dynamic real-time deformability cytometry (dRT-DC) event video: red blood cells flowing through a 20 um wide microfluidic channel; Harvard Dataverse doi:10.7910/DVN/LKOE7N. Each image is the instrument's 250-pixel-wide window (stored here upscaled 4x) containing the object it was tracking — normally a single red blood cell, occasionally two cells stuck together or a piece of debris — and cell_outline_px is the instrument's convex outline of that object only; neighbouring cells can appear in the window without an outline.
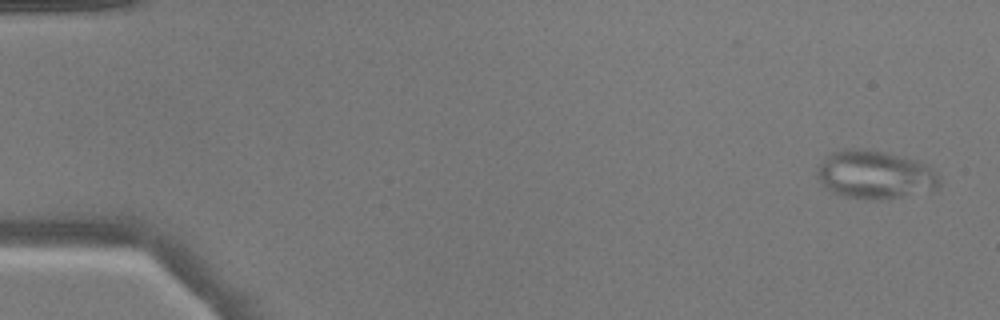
{"species": "common noctule bat (a hibernating species)", "species_latin": "Nyctalus noctula", "temperature_condition": "warm", "stored_images_in_passage": 47, "camera_frame_rate_fps": 3000, "um_per_image_px": 0.085, "animal": {"sex": "male", "body_mass_g": 17.9}, "frame": {"image": 1, "passage_image": 2, "time_ms": 0.333, "image_size_px": [1000, 320], "cell_outline_px": [[940, 184], [932, 192], [872, 200], [844, 196], [832, 192], [816, 176], [816, 172], [820, 164], [832, 152], [856, 148], [884, 152], [916, 160], [928, 164], [936, 172], [940, 180]], "centroid_in_image_um": [74.43, 14.86], "position_along_channel_um": 10.6, "area_um2": 34.16}}
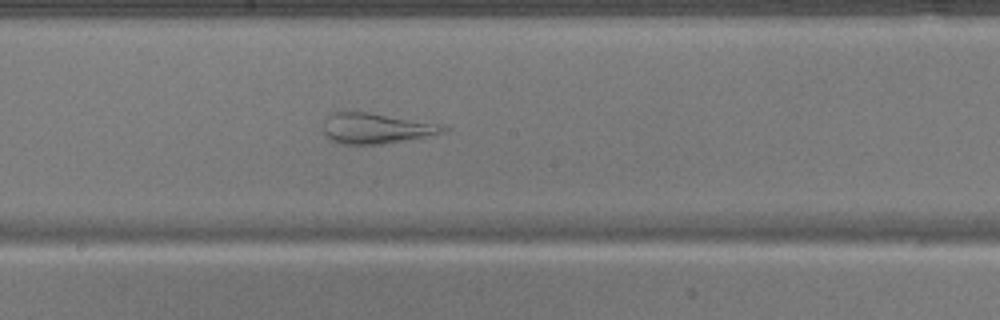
{"frame": {"image": 2, "passage_image": 28, "time_ms": 9.0, "image_size_px": [1000, 320], "cell_outline_px": [[452, 128], [444, 132], [384, 144], [340, 144], [332, 140], [324, 132], [324, 120], [332, 112], [368, 112], [436, 124]], "centroid_in_image_um": [31.92, 10.91], "position_along_channel_um": 216.3, "area_um2": 20.81}}
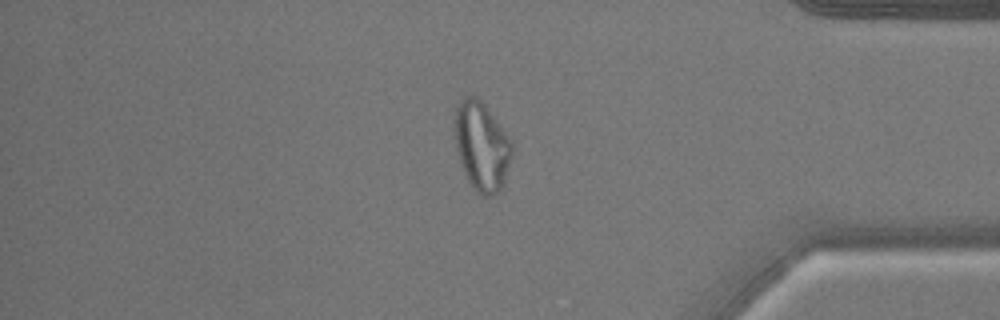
{"frame": {"image": 3, "passage_image": 43, "time_ms": 14.0, "image_size_px": [1000, 320], "cell_outline_px": [[512, 156], [504, 180], [500, 188], [492, 196], [484, 196], [476, 192], [468, 180], [460, 164], [456, 148], [452, 124], [452, 120], [456, 104], [460, 100], [468, 96], [476, 96], [484, 104], [512, 140]], "centroid_in_image_um": [40.9, 12.39], "position_along_channel_um": 394.3, "area_um2": 29.94}}